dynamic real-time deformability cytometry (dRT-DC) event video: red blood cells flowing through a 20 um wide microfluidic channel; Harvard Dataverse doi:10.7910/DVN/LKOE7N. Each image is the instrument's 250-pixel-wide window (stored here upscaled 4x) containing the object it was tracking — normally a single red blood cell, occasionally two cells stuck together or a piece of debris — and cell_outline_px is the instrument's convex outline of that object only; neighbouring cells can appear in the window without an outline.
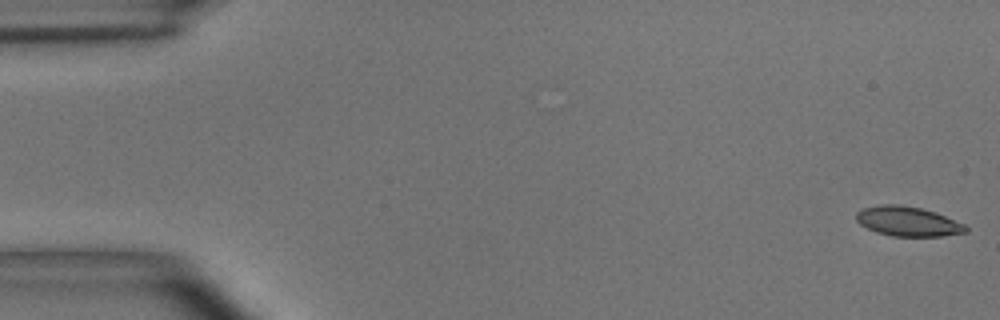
{"species": "common noctule bat (a hibernating species)", "species_latin": "Nyctalus noctula", "temperature_condition": "room temperature", "stored_images_in_passage": 55, "camera_frame_rate_fps": 3000, "um_per_image_px": 0.085, "animal": {"sex": "male", "body_mass_g": 15.6}, "frame": {"image": 1, "passage_image": 1, "time_ms": 0.0, "image_size_px": [1000, 320], "cell_outline_px": [[968, 232], [940, 236], [892, 236], [876, 232], [860, 224], [856, 220], [856, 212], [864, 208], [880, 204], [900, 204], [920, 208], [936, 212], [964, 224], [968, 228]], "centroid_in_image_um": [77.16, 18.81], "position_along_channel_um": 7.8, "area_um2": 18.9}}
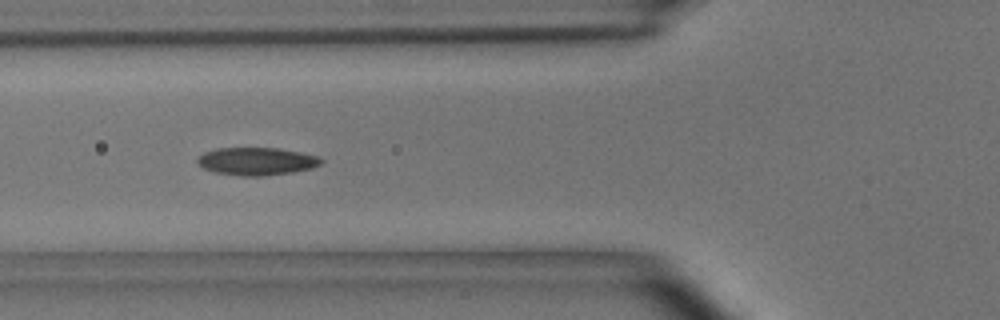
{"frame": {"image": 2, "passage_image": 20, "time_ms": 6.333, "image_size_px": [1000, 320], "cell_outline_px": [[324, 160], [320, 164], [312, 168], [292, 172], [264, 176], [240, 176], [216, 172], [204, 168], [196, 160], [204, 152], [216, 148], [276, 148], [316, 156]], "centroid_in_image_um": [21.8, 13.71], "position_along_channel_um": 104.0, "area_um2": 19.71}}
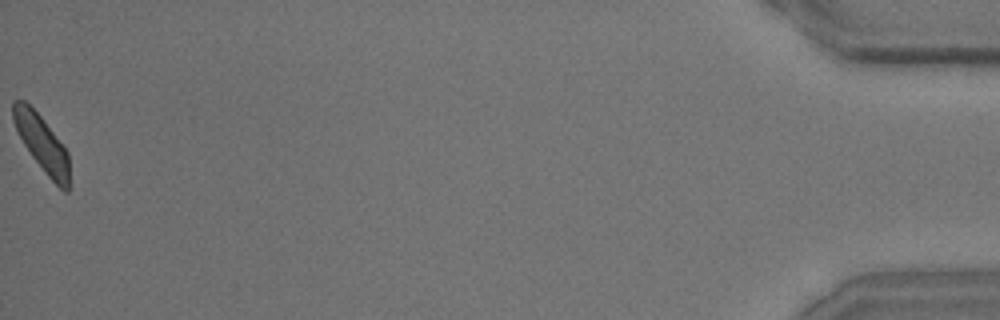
{"frame": {"image": 3, "passage_image": 55, "time_ms": 18.0, "image_size_px": [1000, 320], "cell_outline_px": [[68, 192], [64, 192], [44, 172], [32, 156], [24, 144], [12, 120], [12, 100], [24, 100], [40, 116], [68, 152]], "centroid_in_image_um": [3.54, 12.18], "position_along_channel_um": 431.7, "area_um2": 17.92}, "authors_computed_cell_mechanics": {"area_um2": 19.3052, "velocity_mm_per_s": 3.6401, "shape_relaxation_time_tau1_ms": 5.4118, "shape_relaxation_time_tau2_ms": 2.2284, "deformation_change_tau1": 0.1642, "deformation_change_tau2": 0.0812}}